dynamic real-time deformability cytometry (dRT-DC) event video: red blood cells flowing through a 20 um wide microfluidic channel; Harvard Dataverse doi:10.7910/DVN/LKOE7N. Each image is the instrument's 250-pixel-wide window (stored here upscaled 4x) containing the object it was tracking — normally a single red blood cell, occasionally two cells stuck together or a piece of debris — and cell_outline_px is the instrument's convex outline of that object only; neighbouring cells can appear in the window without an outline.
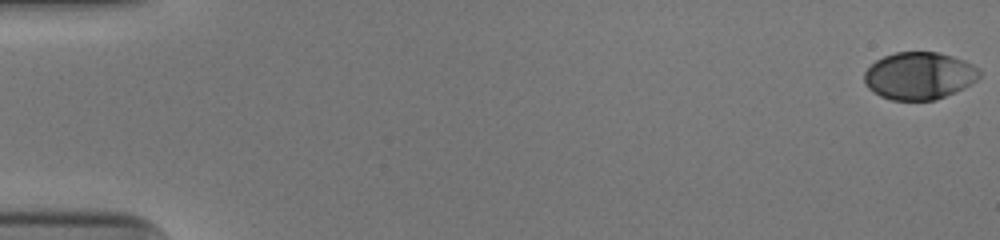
{"species": "human", "species_latin": "Homo sapiens", "temperature_condition": "cold", "stored_images_in_passage": 53, "camera_frame_rate_fps": 3000, "um_per_image_px": 0.085, "donor": {"sex": "male"}, "frame": {"image": 1, "passage_image": 1, "time_ms": 0.0, "image_size_px": [1000, 240], "cell_outline_px": [[980, 76], [976, 80], [964, 88], [956, 92], [936, 100], [892, 100], [880, 96], [868, 88], [864, 84], [864, 72], [876, 60], [884, 56], [896, 52], [940, 52], [964, 60], [980, 68]], "centroid_in_image_um": [78.14, 6.44], "position_along_channel_um": 6.9, "area_um2": 31.96}}
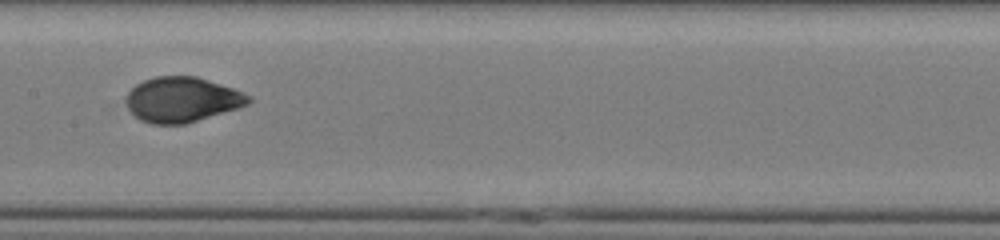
{"frame": {"image": 2, "passage_image": 28, "time_ms": 9.0, "image_size_px": [1000, 240], "cell_outline_px": [[252, 100], [248, 104], [236, 108], [184, 124], [152, 124], [140, 120], [128, 108], [124, 100], [124, 96], [136, 84], [144, 80], [156, 76], [196, 76], [232, 88], [252, 96]], "centroid_in_image_um": [15.43, 8.46], "position_along_channel_um": 192.0, "area_um2": 31.96}}
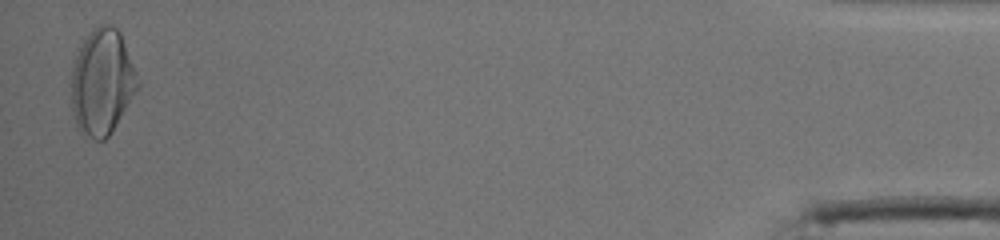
{"frame": {"image": 3, "passage_image": 52, "time_ms": 17.0, "image_size_px": [1000, 240], "cell_outline_px": [[140, 88], [112, 132], [104, 140], [96, 140], [84, 136], [80, 132], [76, 124], [72, 112], [72, 72], [76, 56], [84, 40], [100, 24], [112, 24], [120, 32], [140, 80]], "centroid_in_image_um": [8.72, 7.02], "position_along_channel_um": 426.5, "area_um2": 41.04}, "authors_computed_cell_mechanics": {"area_um2": 32.1946, "velocity_mm_per_s": 3.9713, "shape_relaxation_time_tau1_ms": 4.09, "shape_relaxation_time_tau2_ms": null, "deformation_change_tau1": 0.1671, "deformation_change_tau2": null}}